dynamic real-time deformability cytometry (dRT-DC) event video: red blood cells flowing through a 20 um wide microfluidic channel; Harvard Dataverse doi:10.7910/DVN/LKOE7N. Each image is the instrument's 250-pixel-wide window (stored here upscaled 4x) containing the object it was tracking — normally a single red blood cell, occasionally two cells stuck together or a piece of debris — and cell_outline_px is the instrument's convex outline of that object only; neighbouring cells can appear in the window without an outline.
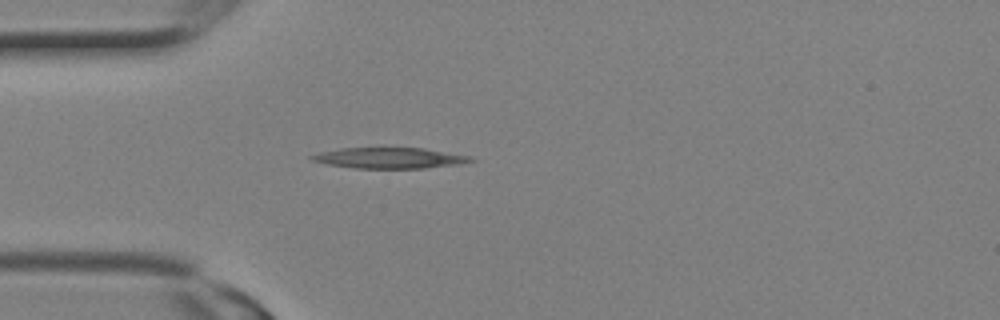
{"species": "Egyptian fruit bat (a non-hibernating species)", "species_latin": "Rousettus aegyptiacus", "temperature_condition": "room temperature", "stored_images_in_passage": 1, "camera_frame_rate_fps": 3000, "um_per_image_px": 0.085, "animal": {"sex": "female"}, "frame": {"image": 1, "passage_image": 1, "time_ms": 0.0, "image_size_px": [1000, 320], "cell_outline_px": [[476, 160], [460, 164], [424, 168], [356, 168], [328, 164], [312, 160], [308, 156], [320, 152], [344, 148], [424, 148], [472, 156]], "centroid_in_image_um": [33.16, 13.43], "position_along_channel_um": 51.8, "area_um2": 19.13}}